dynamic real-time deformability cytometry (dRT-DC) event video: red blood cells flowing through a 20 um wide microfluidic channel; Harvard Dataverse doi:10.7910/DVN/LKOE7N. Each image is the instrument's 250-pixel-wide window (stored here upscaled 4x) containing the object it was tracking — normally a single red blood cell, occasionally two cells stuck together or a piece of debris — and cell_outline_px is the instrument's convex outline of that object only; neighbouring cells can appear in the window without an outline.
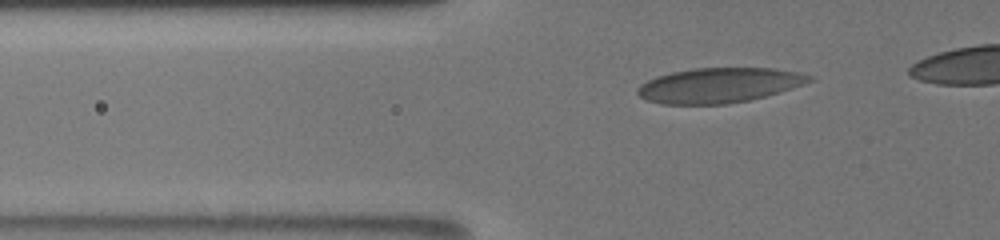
{"species": "human", "species_latin": "Homo sapiens", "temperature_condition": "room temperature", "stored_images_in_passage": 37, "camera_frame_rate_fps": 3000, "um_per_image_px": 0.085, "donor": {"sex": "male"}, "frame": {"image": 1, "passage_image": 6, "time_ms": 1.667, "image_size_px": [1000, 240], "cell_outline_px": [[812, 80], [780, 92], [748, 100], [728, 104], [660, 104], [648, 100], [640, 96], [636, 92], [636, 88], [640, 84], [656, 76], [672, 72], [692, 68], [772, 68], [796, 72], [812, 76]], "centroid_in_image_um": [61.06, 7.25], "position_along_channel_um": 64.7, "area_um2": 34.74}}
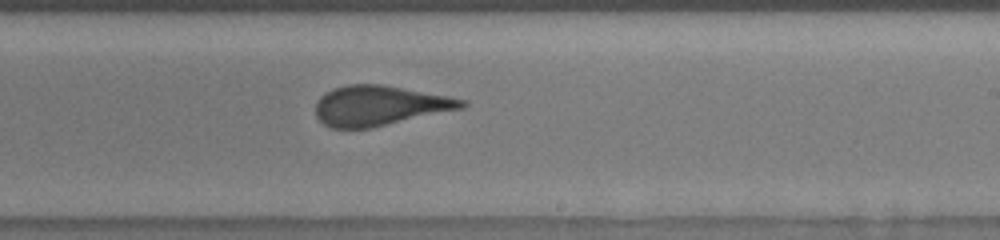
{"frame": {"image": 2, "passage_image": 22, "time_ms": 7.0, "image_size_px": [1000, 240], "cell_outline_px": [[468, 104], [464, 108], [372, 128], [332, 128], [324, 124], [316, 116], [316, 100], [320, 96], [332, 88], [348, 84], [380, 84], [448, 96], [468, 100]], "centroid_in_image_um": [32.26, 8.98], "position_along_channel_um": 256.7, "area_um2": 34.16}}
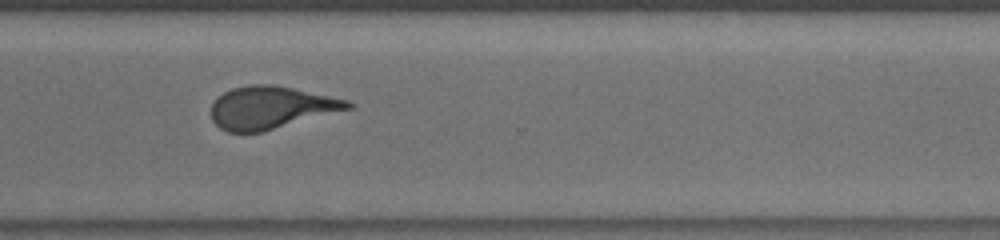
{"frame": {"image": 3, "passage_image": 29, "time_ms": 9.333, "image_size_px": [1000, 240], "cell_outline_px": [[356, 104], [352, 108], [264, 132], [228, 132], [220, 128], [212, 120], [212, 104], [224, 92], [232, 88], [248, 84], [272, 84], [292, 88], [348, 100]], "centroid_in_image_um": [23.04, 9.15], "position_along_channel_um": 347.6, "area_um2": 33.81}}